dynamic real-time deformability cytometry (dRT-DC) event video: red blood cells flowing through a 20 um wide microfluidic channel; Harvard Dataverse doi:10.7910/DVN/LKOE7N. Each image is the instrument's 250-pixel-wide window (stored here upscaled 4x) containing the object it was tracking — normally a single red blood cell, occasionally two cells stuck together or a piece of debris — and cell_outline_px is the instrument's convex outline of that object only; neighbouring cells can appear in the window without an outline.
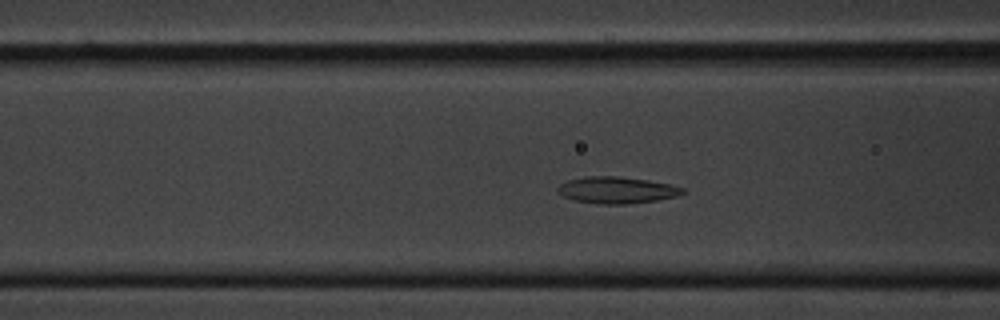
{"species": "common noctule bat (a hibernating species)", "species_latin": "Nyctalus noctula", "temperature_condition": "cold", "stored_images_in_passage": 56, "camera_frame_rate_fps": 3000, "um_per_image_px": 0.085, "animal": {"sex": "male", "body_mass_g": 20.1, "forearm_length_mm": 53.5}, "frame": {"image": 1, "passage_image": 17, "time_ms": 5.333, "image_size_px": [1000, 320], "cell_outline_px": [[688, 192], [676, 196], [656, 200], [628, 204], [600, 204], [576, 200], [564, 196], [556, 192], [556, 188], [560, 184], [568, 180], [584, 176], [616, 176], [648, 180], [672, 184], [684, 188]], "centroid_in_image_um": [52.44, 16.15], "position_along_channel_um": 114.2, "area_um2": 19.48}}
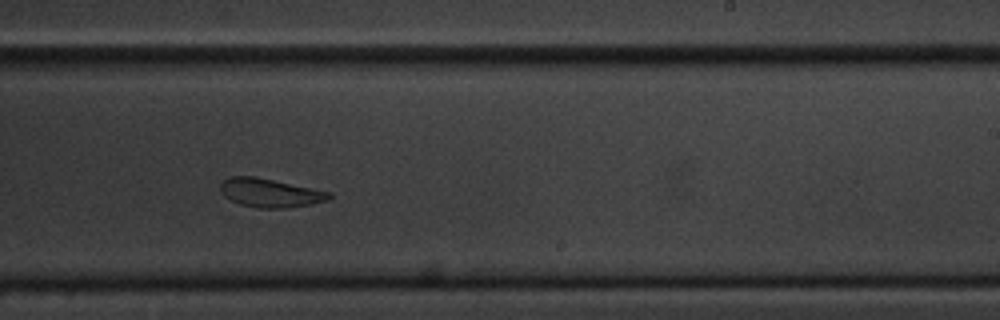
{"frame": {"image": 2, "passage_image": 31, "time_ms": 10.0, "image_size_px": [1000, 320], "cell_outline_px": [[332, 196], [328, 200], [312, 204], [284, 208], [256, 208], [240, 204], [224, 196], [220, 192], [220, 184], [228, 176], [256, 176], [332, 192]], "centroid_in_image_um": [22.95, 16.39], "position_along_channel_um": 266.0, "area_um2": 18.32}}
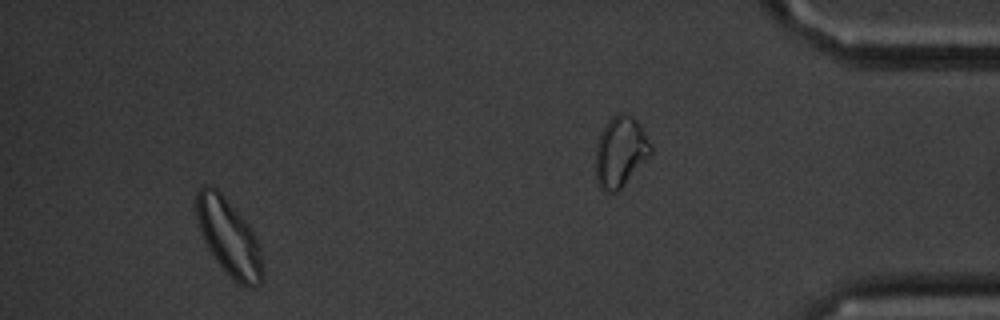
{"frame": {"image": 3, "passage_image": 51, "time_ms": 16.667, "image_size_px": [1000, 320], "cell_outline_px": [[264, 276], [260, 284], [252, 288], [248, 288], [240, 284], [216, 260], [208, 248], [204, 240], [196, 216], [196, 192], [204, 184], [216, 188], [220, 192], [244, 220], [256, 236], [260, 244], [264, 268]], "centroid_in_image_um": [19.49, 20.18], "position_along_channel_um": 415.7, "area_um2": 29.25}, "authors_computed_cell_mechanics": {"area_um2": 19.4786, "velocity_mm_per_s": 3.2593, "shape_relaxation_time_tau1_ms": 3.136, "shape_relaxation_time_tau2_ms": 2.2949, "deformation_change_tau1": 0.1059, "deformation_change_tau2": 0.0622}}